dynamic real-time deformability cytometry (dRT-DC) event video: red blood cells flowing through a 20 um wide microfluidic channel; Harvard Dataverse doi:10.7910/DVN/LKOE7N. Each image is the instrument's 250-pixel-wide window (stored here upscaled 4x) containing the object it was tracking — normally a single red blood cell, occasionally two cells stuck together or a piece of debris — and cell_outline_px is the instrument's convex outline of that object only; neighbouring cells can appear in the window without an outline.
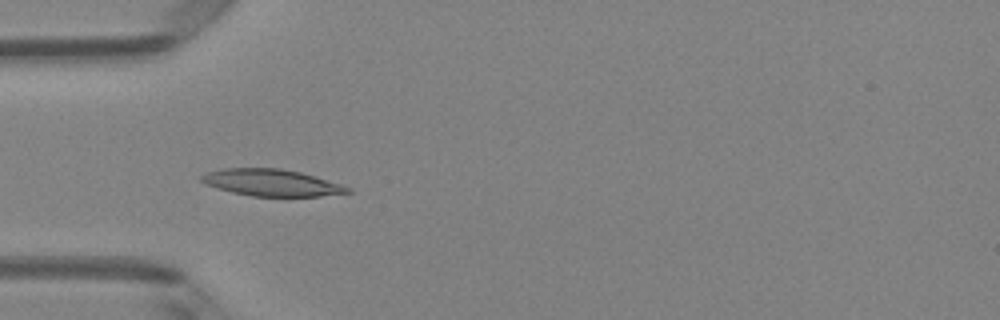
{"species": "Egyptian fruit bat (a non-hibernating species)", "species_latin": "Rousettus aegyptiacus", "temperature_condition": "room temperature", "stored_images_in_passage": 6, "camera_frame_rate_fps": 3000, "um_per_image_px": 0.085, "animal": {"sex": "female"}, "frame": {"image": 1, "passage_image": 4, "time_ms": 1.0, "image_size_px": [1000, 320], "cell_outline_px": [[352, 192], [320, 196], [252, 196], [232, 192], [216, 188], [204, 184], [200, 180], [200, 176], [208, 172], [224, 168], [280, 168], [300, 172], [340, 184], [352, 188]], "centroid_in_image_um": [23.05, 15.53], "position_along_channel_um": 61.9, "area_um2": 22.72}}
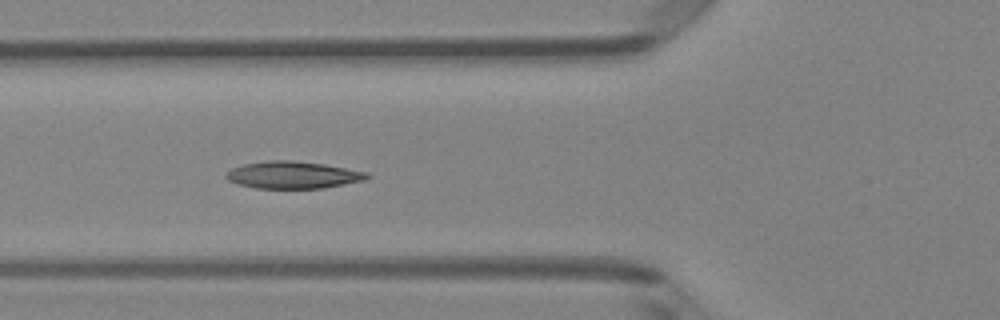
{"frame": {"image": 2, "passage_image": 5, "time_ms": 1.333, "image_size_px": [1000, 320], "cell_outline_px": [[372, 176], [364, 180], [324, 188], [256, 188], [236, 184], [228, 180], [224, 176], [224, 172], [232, 168], [244, 164], [268, 160], [292, 160], [324, 164], [368, 172]], "centroid_in_image_um": [24.87, 14.87], "position_along_channel_um": 100.9, "area_um2": 22.43}}
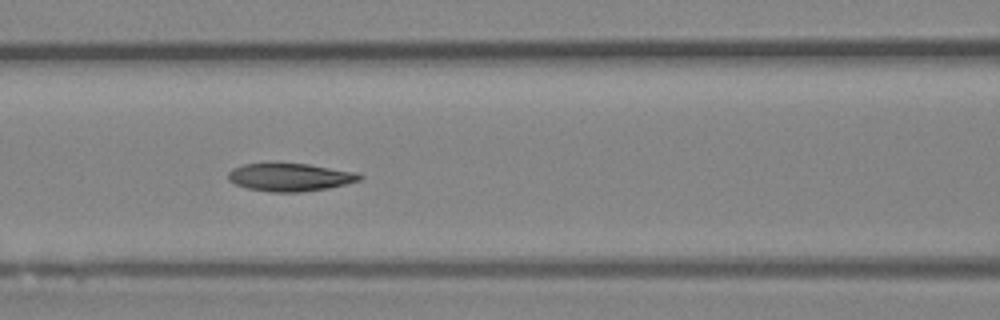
{"frame": {"image": 3, "passage_image": 6, "time_ms": 1.667, "image_size_px": [1000, 320], "cell_outline_px": [[364, 176], [360, 180], [328, 188], [300, 192], [272, 192], [248, 188], [236, 184], [228, 180], [228, 172], [232, 168], [244, 164], [272, 160], [308, 164], [360, 172]], "centroid_in_image_um": [24.63, 15.01], "position_along_channel_um": 142.0, "area_um2": 22.2}}